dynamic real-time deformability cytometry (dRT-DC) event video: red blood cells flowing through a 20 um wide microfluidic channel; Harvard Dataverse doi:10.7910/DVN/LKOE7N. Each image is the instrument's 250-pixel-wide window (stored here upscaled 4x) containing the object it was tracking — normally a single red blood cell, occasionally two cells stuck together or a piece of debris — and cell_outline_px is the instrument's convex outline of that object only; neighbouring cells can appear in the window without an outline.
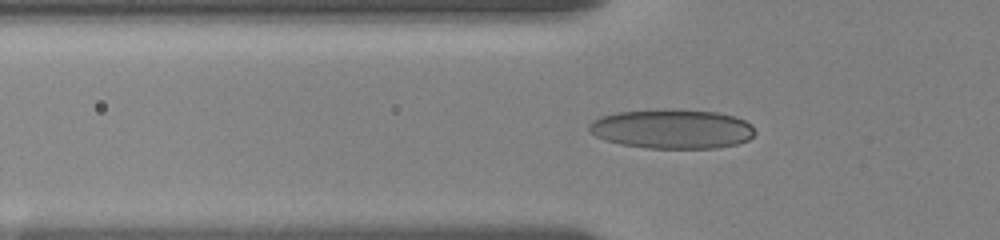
{"species": "human", "species_latin": "Homo sapiens", "temperature_condition": "room temperature", "stored_images_in_passage": 11, "camera_frame_rate_fps": 3000, "um_per_image_px": 0.085, "donor": {"sex": "female"}, "frame": {"image": 1, "passage_image": 2, "time_ms": 0.333, "image_size_px": [1000, 240], "cell_outline_px": [[756, 132], [748, 140], [736, 144], [716, 148], [648, 148], [620, 144], [604, 140], [588, 132], [588, 124], [592, 120], [600, 116], [616, 112], [664, 108], [680, 108], [716, 112], [736, 116], [752, 124]], "centroid_in_image_um": [57.11, 10.94], "position_along_channel_um": 68.7, "area_um2": 38.84}}
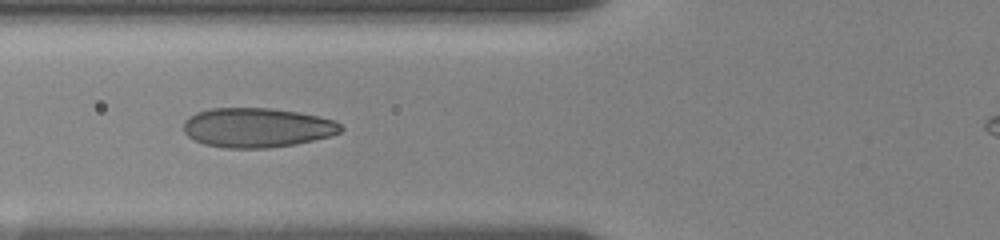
{"frame": {"image": 2, "passage_image": 10, "time_ms": 1.333, "image_size_px": [1000, 240], "cell_outline_px": [[344, 128], [340, 132], [332, 136], [296, 144], [268, 148], [224, 148], [204, 144], [188, 136], [184, 132], [184, 120], [188, 116], [196, 112], [212, 108], [268, 108], [296, 112], [336, 120]], "centroid_in_image_um": [21.85, 10.85], "position_along_channel_um": 104.0, "area_um2": 36.3}}